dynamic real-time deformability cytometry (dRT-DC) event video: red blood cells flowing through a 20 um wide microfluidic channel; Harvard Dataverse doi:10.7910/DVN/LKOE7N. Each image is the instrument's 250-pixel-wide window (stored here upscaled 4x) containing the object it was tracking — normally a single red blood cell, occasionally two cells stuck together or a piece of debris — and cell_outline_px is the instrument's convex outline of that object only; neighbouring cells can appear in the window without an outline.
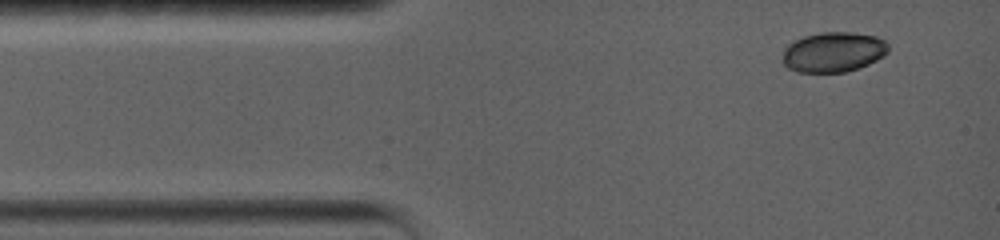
{"species": "common noctule bat (a hibernating species)", "species_latin": "Nyctalus noctula", "temperature_condition": "warm", "stored_images_in_passage": 3, "camera_frame_rate_fps": 5000, "um_per_image_px": 0.085, "animal": {"sex": "female", "body_mass_g": 19.0, "forearm_length_mm": 56.7}, "frame": {"image": 1, "passage_image": 1, "time_ms": 0.0, "image_size_px": [1000, 240], "cell_outline_px": [[888, 52], [884, 56], [860, 68], [844, 72], [796, 72], [788, 68], [780, 60], [784, 48], [792, 40], [804, 36], [820, 32], [852, 32], [876, 36], [884, 40], [888, 44]], "centroid_in_image_um": [70.8, 4.42], "position_along_channel_um": 14.2, "area_um2": 25.09}}
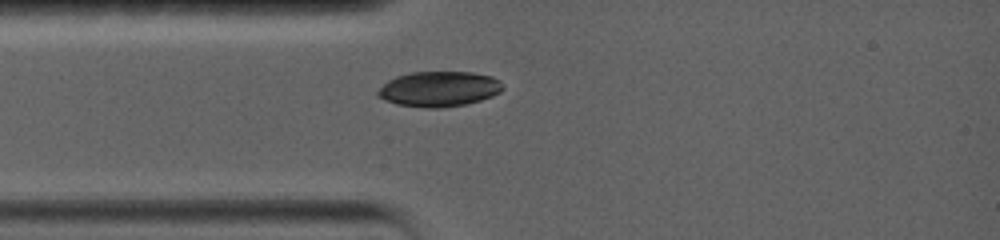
{"frame": {"image": 2, "passage_image": 3, "time_ms": 2.4, "image_size_px": [1000, 240], "cell_outline_px": [[504, 88], [500, 92], [492, 96], [468, 104], [440, 108], [424, 108], [396, 104], [384, 100], [376, 96], [376, 92], [388, 80], [396, 76], [412, 72], [472, 72], [492, 76], [500, 80]], "centroid_in_image_um": [37.32, 7.57], "position_along_channel_um": 47.7, "area_um2": 25.89}}